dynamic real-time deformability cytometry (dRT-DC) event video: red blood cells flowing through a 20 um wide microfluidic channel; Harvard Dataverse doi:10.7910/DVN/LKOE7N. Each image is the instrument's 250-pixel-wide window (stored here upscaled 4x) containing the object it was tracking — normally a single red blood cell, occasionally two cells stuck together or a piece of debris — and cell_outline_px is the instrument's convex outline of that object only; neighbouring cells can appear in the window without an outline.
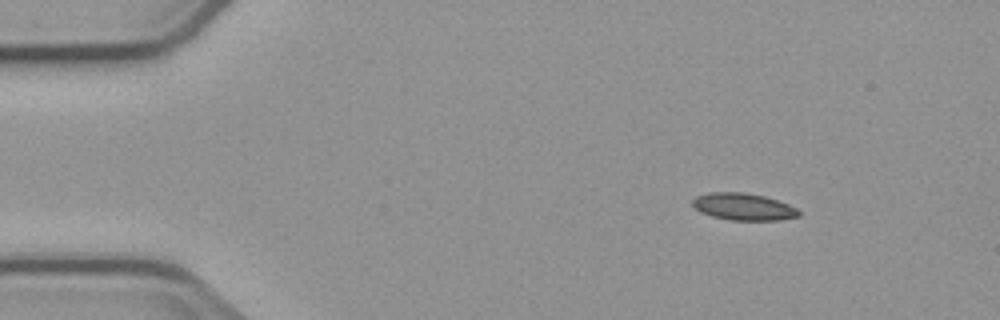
{"species": "common noctule bat (a hibernating species)", "species_latin": "Nyctalus noctula", "temperature_condition": "cold", "stored_images_in_passage": 6, "camera_frame_rate_fps": 3000, "um_per_image_px": 0.085, "animal": {"sex": "male", "body_mass_g": 23.1, "forearm_length_mm": 52.7}, "frame": {"image": 1, "passage_image": 2, "time_ms": 1.333, "image_size_px": [1000, 320], "cell_outline_px": [[800, 216], [780, 220], [728, 220], [712, 216], [700, 212], [692, 204], [692, 200], [696, 196], [708, 192], [744, 192], [764, 196], [788, 204], [796, 208], [800, 212]], "centroid_in_image_um": [63.18, 17.57], "position_along_channel_um": 21.8, "area_um2": 16.76}}
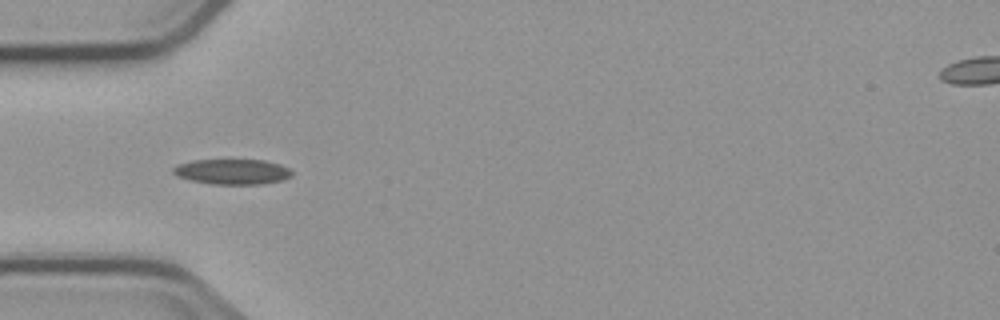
{"frame": {"image": 2, "passage_image": 5, "time_ms": 4.667, "image_size_px": [1000, 320], "cell_outline_px": [[292, 176], [284, 180], [264, 184], [212, 184], [192, 180], [176, 176], [172, 172], [172, 168], [176, 164], [192, 160], [264, 160], [280, 164], [288, 168], [292, 172]], "centroid_in_image_um": [19.74, 14.59], "position_along_channel_um": 65.3, "area_um2": 17.63}}
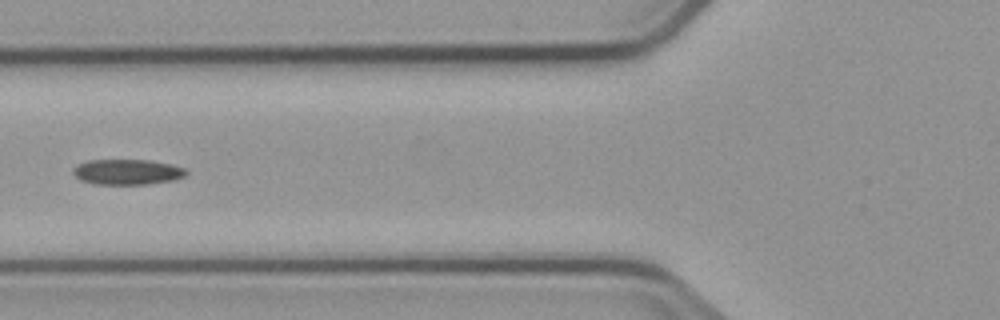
{"frame": {"image": 3, "passage_image": 6, "time_ms": 6.0, "image_size_px": [1000, 320], "cell_outline_px": [[188, 172], [184, 176], [172, 180], [148, 184], [96, 184], [80, 180], [72, 172], [72, 168], [76, 164], [88, 160], [148, 160], [168, 164], [184, 168]], "centroid_in_image_um": [10.76, 14.61], "position_along_channel_um": 115.0, "area_um2": 16.65}}